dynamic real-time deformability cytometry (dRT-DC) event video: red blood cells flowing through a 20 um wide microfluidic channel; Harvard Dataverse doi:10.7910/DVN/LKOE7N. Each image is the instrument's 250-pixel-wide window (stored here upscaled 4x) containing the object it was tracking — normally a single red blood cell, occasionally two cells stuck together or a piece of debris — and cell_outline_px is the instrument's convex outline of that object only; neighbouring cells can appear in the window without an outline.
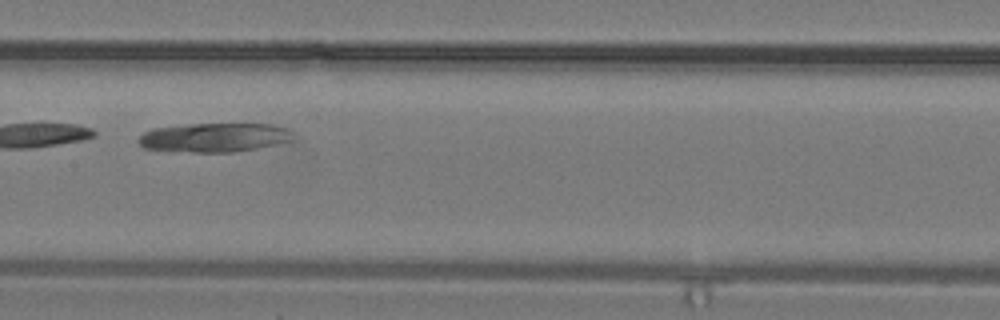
{"species": "common noctule bat (a hibernating species)", "species_latin": "Nyctalus noctula", "temperature_condition": "warm", "stored_images_in_passage": 22, "camera_frame_rate_fps": 3000, "um_per_image_px": 0.085, "animal": {"sex": "male", "body_mass_g": 19.2, "forearm_length_mm": 51.8}, "frame": {"image": 1, "passage_image": 7, "time_ms": 2.0, "image_size_px": [1000, 320], "cell_outline_px": [[296, 140], [236, 152], [192, 152], [144, 148], [136, 140], [144, 132], [152, 128], [188, 124], [272, 124], [288, 128], [292, 132]], "centroid_in_image_um": [18.25, 11.68], "position_along_channel_um": 189.1, "area_um2": 26.3}}
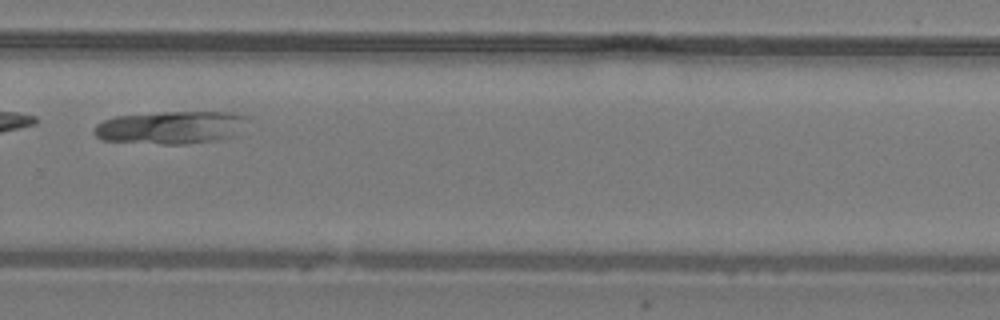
{"frame": {"image": 2, "passage_image": 13, "time_ms": 4.0, "image_size_px": [1000, 320], "cell_outline_px": [[248, 120], [228, 136], [216, 140], [184, 144], [160, 144], [100, 140], [96, 136], [96, 124], [104, 120], [116, 116], [160, 112], [232, 112], [244, 116]], "centroid_in_image_um": [14.43, 10.83], "position_along_channel_um": 315.4, "area_um2": 28.73}}